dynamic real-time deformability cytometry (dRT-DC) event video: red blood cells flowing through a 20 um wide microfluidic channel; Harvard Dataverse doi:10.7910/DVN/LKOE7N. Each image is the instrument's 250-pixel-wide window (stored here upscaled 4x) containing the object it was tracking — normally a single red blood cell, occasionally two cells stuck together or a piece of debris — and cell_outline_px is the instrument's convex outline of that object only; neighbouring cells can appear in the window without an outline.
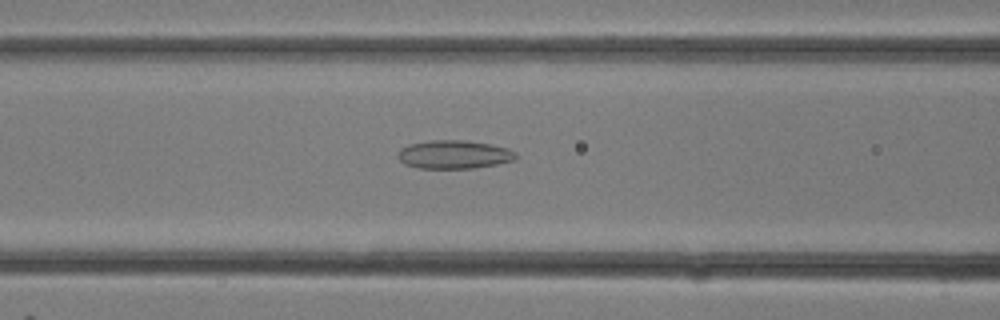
{"species": "common noctule bat (a hibernating species)", "species_latin": "Nyctalus noctula", "temperature_condition": "room temperature", "stored_images_in_passage": 16, "camera_frame_rate_fps": 3000, "um_per_image_px": 0.085, "animal": {"sex": "female"}, "frame": {"image": 1, "passage_image": 12, "time_ms": 3.667, "image_size_px": [1000, 320], "cell_outline_px": [[516, 160], [476, 168], [420, 168], [404, 164], [396, 156], [396, 152], [400, 148], [408, 144], [432, 140], [464, 140], [488, 144], [508, 148], [516, 152]], "centroid_in_image_um": [38.56, 13.13], "position_along_channel_um": 128.0, "area_um2": 19.65}}
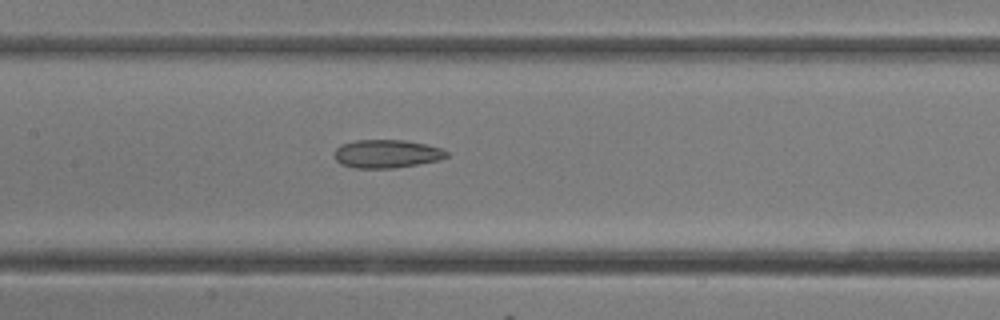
{"frame": {"image": 2, "passage_image": 14, "time_ms": 4.333, "image_size_px": [1000, 320], "cell_outline_px": [[448, 156], [440, 160], [392, 168], [356, 168], [340, 164], [336, 160], [332, 152], [340, 144], [356, 140], [404, 140], [424, 144], [440, 148], [448, 152]], "centroid_in_image_um": [32.81, 13.07], "position_along_channel_um": 174.6, "area_um2": 18.5}}
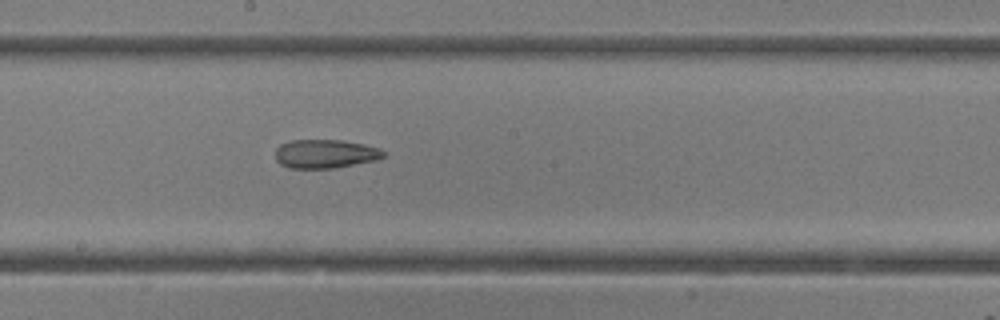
{"frame": {"image": 3, "passage_image": 16, "time_ms": 5.0, "image_size_px": [1000, 320], "cell_outline_px": [[388, 152], [384, 156], [376, 160], [336, 168], [288, 168], [280, 164], [276, 160], [276, 148], [280, 144], [292, 140], [340, 140], [364, 144], [380, 148]], "centroid_in_image_um": [27.66, 13.07], "position_along_channel_um": 220.5, "area_um2": 18.26}}